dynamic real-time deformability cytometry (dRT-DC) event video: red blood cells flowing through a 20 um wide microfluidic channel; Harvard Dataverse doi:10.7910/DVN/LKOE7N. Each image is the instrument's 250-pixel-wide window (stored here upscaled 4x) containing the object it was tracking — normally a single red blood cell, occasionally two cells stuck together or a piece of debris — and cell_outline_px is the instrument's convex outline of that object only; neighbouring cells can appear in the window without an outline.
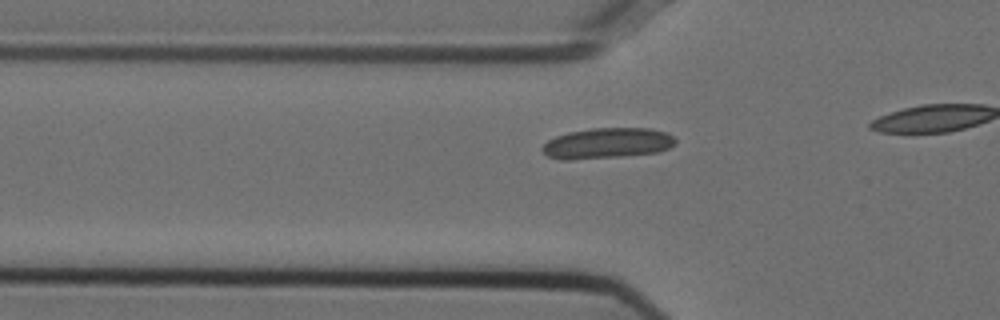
{"species": "Egyptian fruit bat (a non-hibernating species)", "species_latin": "Rousettus aegyptiacus", "temperature_condition": "cold", "stored_images_in_passage": 12, "camera_frame_rate_fps": 3000, "um_per_image_px": 0.085, "animal": {"sex": "female"}, "frame": {"image": 1, "passage_image": 6, "time_ms": 1.667, "image_size_px": [1000, 320], "cell_outline_px": [[676, 144], [668, 148], [656, 152], [624, 156], [572, 160], [560, 160], [548, 156], [540, 148], [548, 140], [556, 136], [568, 132], [592, 128], [648, 128], [668, 132], [676, 140]], "centroid_in_image_um": [51.6, 12.17], "position_along_channel_um": 74.2, "area_um2": 23.87}}
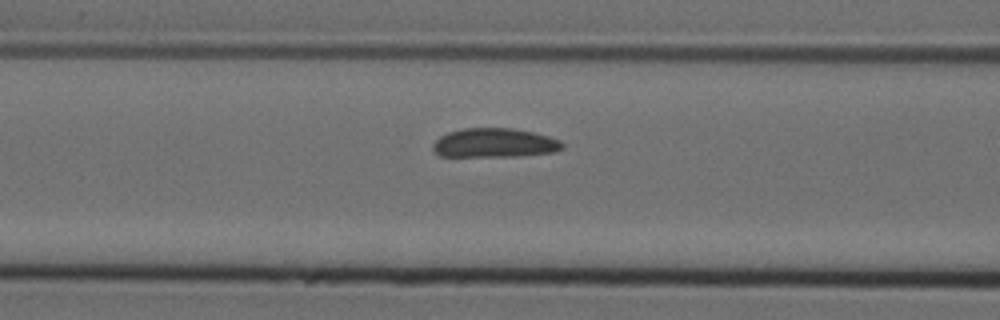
{"frame": {"image": 2, "passage_image": 10, "time_ms": 3.0, "image_size_px": [1000, 320], "cell_outline_px": [[564, 148], [556, 152], [520, 156], [440, 156], [432, 148], [432, 144], [440, 136], [448, 132], [464, 128], [512, 128], [532, 132], [548, 136], [560, 140], [564, 144]], "centroid_in_image_um": [42.06, 12.15], "position_along_channel_um": 124.5, "area_um2": 22.08}}